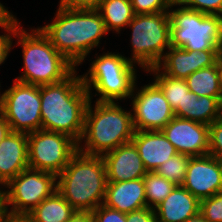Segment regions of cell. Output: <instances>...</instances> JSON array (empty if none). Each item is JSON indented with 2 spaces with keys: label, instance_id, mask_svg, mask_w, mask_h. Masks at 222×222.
<instances>
[{
  "label": "cell",
  "instance_id": "44",
  "mask_svg": "<svg viewBox=\"0 0 222 222\" xmlns=\"http://www.w3.org/2000/svg\"><path fill=\"white\" fill-rule=\"evenodd\" d=\"M0 86H1V85H0ZM0 90H1V89H0ZM2 95H3V94H0V105H1Z\"/></svg>",
  "mask_w": 222,
  "mask_h": 222
},
{
  "label": "cell",
  "instance_id": "39",
  "mask_svg": "<svg viewBox=\"0 0 222 222\" xmlns=\"http://www.w3.org/2000/svg\"><path fill=\"white\" fill-rule=\"evenodd\" d=\"M9 217L5 203L3 190L0 188V222H4Z\"/></svg>",
  "mask_w": 222,
  "mask_h": 222
},
{
  "label": "cell",
  "instance_id": "6",
  "mask_svg": "<svg viewBox=\"0 0 222 222\" xmlns=\"http://www.w3.org/2000/svg\"><path fill=\"white\" fill-rule=\"evenodd\" d=\"M136 66L118 52H107L98 55L91 62L89 70L81 75L83 86L89 92L92 99L93 89L100 98L96 101L116 102L130 98L135 84H137ZM136 81V82H135Z\"/></svg>",
  "mask_w": 222,
  "mask_h": 222
},
{
  "label": "cell",
  "instance_id": "25",
  "mask_svg": "<svg viewBox=\"0 0 222 222\" xmlns=\"http://www.w3.org/2000/svg\"><path fill=\"white\" fill-rule=\"evenodd\" d=\"M146 72L154 74V82L163 91L165 98L173 110H175L178 106H182L185 95L190 91L185 79L167 76L157 67L149 68L146 70Z\"/></svg>",
  "mask_w": 222,
  "mask_h": 222
},
{
  "label": "cell",
  "instance_id": "42",
  "mask_svg": "<svg viewBox=\"0 0 222 222\" xmlns=\"http://www.w3.org/2000/svg\"><path fill=\"white\" fill-rule=\"evenodd\" d=\"M4 222H30L26 217H8Z\"/></svg>",
  "mask_w": 222,
  "mask_h": 222
},
{
  "label": "cell",
  "instance_id": "10",
  "mask_svg": "<svg viewBox=\"0 0 222 222\" xmlns=\"http://www.w3.org/2000/svg\"><path fill=\"white\" fill-rule=\"evenodd\" d=\"M78 151V142L67 134L37 130L28 134L29 168L56 175Z\"/></svg>",
  "mask_w": 222,
  "mask_h": 222
},
{
  "label": "cell",
  "instance_id": "14",
  "mask_svg": "<svg viewBox=\"0 0 222 222\" xmlns=\"http://www.w3.org/2000/svg\"><path fill=\"white\" fill-rule=\"evenodd\" d=\"M200 201L222 191V161L211 155L190 157L182 185Z\"/></svg>",
  "mask_w": 222,
  "mask_h": 222
},
{
  "label": "cell",
  "instance_id": "7",
  "mask_svg": "<svg viewBox=\"0 0 222 222\" xmlns=\"http://www.w3.org/2000/svg\"><path fill=\"white\" fill-rule=\"evenodd\" d=\"M173 6H179L173 10ZM171 8V9H170ZM170 44L189 51L218 50L222 53V16L208 15L172 3Z\"/></svg>",
  "mask_w": 222,
  "mask_h": 222
},
{
  "label": "cell",
  "instance_id": "11",
  "mask_svg": "<svg viewBox=\"0 0 222 222\" xmlns=\"http://www.w3.org/2000/svg\"><path fill=\"white\" fill-rule=\"evenodd\" d=\"M0 113L13 132L32 133L41 130L40 86L14 80L2 93Z\"/></svg>",
  "mask_w": 222,
  "mask_h": 222
},
{
  "label": "cell",
  "instance_id": "15",
  "mask_svg": "<svg viewBox=\"0 0 222 222\" xmlns=\"http://www.w3.org/2000/svg\"><path fill=\"white\" fill-rule=\"evenodd\" d=\"M220 54L218 50L189 51L171 46L156 67L167 76L186 79L197 70L214 65Z\"/></svg>",
  "mask_w": 222,
  "mask_h": 222
},
{
  "label": "cell",
  "instance_id": "34",
  "mask_svg": "<svg viewBox=\"0 0 222 222\" xmlns=\"http://www.w3.org/2000/svg\"><path fill=\"white\" fill-rule=\"evenodd\" d=\"M4 30L6 34L4 33V35H0V65L5 62L9 52L13 47V24Z\"/></svg>",
  "mask_w": 222,
  "mask_h": 222
},
{
  "label": "cell",
  "instance_id": "26",
  "mask_svg": "<svg viewBox=\"0 0 222 222\" xmlns=\"http://www.w3.org/2000/svg\"><path fill=\"white\" fill-rule=\"evenodd\" d=\"M143 183L147 207L153 209L176 187L174 183L160 176L157 172H147L143 177Z\"/></svg>",
  "mask_w": 222,
  "mask_h": 222
},
{
  "label": "cell",
  "instance_id": "35",
  "mask_svg": "<svg viewBox=\"0 0 222 222\" xmlns=\"http://www.w3.org/2000/svg\"><path fill=\"white\" fill-rule=\"evenodd\" d=\"M102 0H60L59 7L64 9H97Z\"/></svg>",
  "mask_w": 222,
  "mask_h": 222
},
{
  "label": "cell",
  "instance_id": "32",
  "mask_svg": "<svg viewBox=\"0 0 222 222\" xmlns=\"http://www.w3.org/2000/svg\"><path fill=\"white\" fill-rule=\"evenodd\" d=\"M93 222H126V213L107 207L104 204L99 205L92 212Z\"/></svg>",
  "mask_w": 222,
  "mask_h": 222
},
{
  "label": "cell",
  "instance_id": "36",
  "mask_svg": "<svg viewBox=\"0 0 222 222\" xmlns=\"http://www.w3.org/2000/svg\"><path fill=\"white\" fill-rule=\"evenodd\" d=\"M16 20L17 18L0 2V27H10Z\"/></svg>",
  "mask_w": 222,
  "mask_h": 222
},
{
  "label": "cell",
  "instance_id": "24",
  "mask_svg": "<svg viewBox=\"0 0 222 222\" xmlns=\"http://www.w3.org/2000/svg\"><path fill=\"white\" fill-rule=\"evenodd\" d=\"M185 81L189 90L198 97H222L218 73V60L210 67L202 68L192 73Z\"/></svg>",
  "mask_w": 222,
  "mask_h": 222
},
{
  "label": "cell",
  "instance_id": "22",
  "mask_svg": "<svg viewBox=\"0 0 222 222\" xmlns=\"http://www.w3.org/2000/svg\"><path fill=\"white\" fill-rule=\"evenodd\" d=\"M76 210L56 190L25 217L30 222H66Z\"/></svg>",
  "mask_w": 222,
  "mask_h": 222
},
{
  "label": "cell",
  "instance_id": "12",
  "mask_svg": "<svg viewBox=\"0 0 222 222\" xmlns=\"http://www.w3.org/2000/svg\"><path fill=\"white\" fill-rule=\"evenodd\" d=\"M135 87L131 95L132 118L135 130L156 131L175 117L163 91L153 81L138 89ZM136 91V92H135Z\"/></svg>",
  "mask_w": 222,
  "mask_h": 222
},
{
  "label": "cell",
  "instance_id": "28",
  "mask_svg": "<svg viewBox=\"0 0 222 222\" xmlns=\"http://www.w3.org/2000/svg\"><path fill=\"white\" fill-rule=\"evenodd\" d=\"M200 213L208 222H222V191L202 199Z\"/></svg>",
  "mask_w": 222,
  "mask_h": 222
},
{
  "label": "cell",
  "instance_id": "3",
  "mask_svg": "<svg viewBox=\"0 0 222 222\" xmlns=\"http://www.w3.org/2000/svg\"><path fill=\"white\" fill-rule=\"evenodd\" d=\"M31 32L20 27L18 19L13 23V38L22 47L23 74L14 80L36 86L54 84L69 77L76 66L51 44L38 27Z\"/></svg>",
  "mask_w": 222,
  "mask_h": 222
},
{
  "label": "cell",
  "instance_id": "41",
  "mask_svg": "<svg viewBox=\"0 0 222 222\" xmlns=\"http://www.w3.org/2000/svg\"><path fill=\"white\" fill-rule=\"evenodd\" d=\"M218 73H219L220 89L222 94V53L218 57Z\"/></svg>",
  "mask_w": 222,
  "mask_h": 222
},
{
  "label": "cell",
  "instance_id": "30",
  "mask_svg": "<svg viewBox=\"0 0 222 222\" xmlns=\"http://www.w3.org/2000/svg\"><path fill=\"white\" fill-rule=\"evenodd\" d=\"M180 3L191 10L222 16V0H181Z\"/></svg>",
  "mask_w": 222,
  "mask_h": 222
},
{
  "label": "cell",
  "instance_id": "13",
  "mask_svg": "<svg viewBox=\"0 0 222 222\" xmlns=\"http://www.w3.org/2000/svg\"><path fill=\"white\" fill-rule=\"evenodd\" d=\"M161 131L178 153L190 157L208 155V125L175 116Z\"/></svg>",
  "mask_w": 222,
  "mask_h": 222
},
{
  "label": "cell",
  "instance_id": "19",
  "mask_svg": "<svg viewBox=\"0 0 222 222\" xmlns=\"http://www.w3.org/2000/svg\"><path fill=\"white\" fill-rule=\"evenodd\" d=\"M103 204L123 213L147 207L143 178L107 182Z\"/></svg>",
  "mask_w": 222,
  "mask_h": 222
},
{
  "label": "cell",
  "instance_id": "1",
  "mask_svg": "<svg viewBox=\"0 0 222 222\" xmlns=\"http://www.w3.org/2000/svg\"><path fill=\"white\" fill-rule=\"evenodd\" d=\"M75 70L61 82L40 86L41 129L69 135L81 141L85 112L90 101Z\"/></svg>",
  "mask_w": 222,
  "mask_h": 222
},
{
  "label": "cell",
  "instance_id": "29",
  "mask_svg": "<svg viewBox=\"0 0 222 222\" xmlns=\"http://www.w3.org/2000/svg\"><path fill=\"white\" fill-rule=\"evenodd\" d=\"M134 14H154L168 11L170 0H131Z\"/></svg>",
  "mask_w": 222,
  "mask_h": 222
},
{
  "label": "cell",
  "instance_id": "27",
  "mask_svg": "<svg viewBox=\"0 0 222 222\" xmlns=\"http://www.w3.org/2000/svg\"><path fill=\"white\" fill-rule=\"evenodd\" d=\"M189 159L190 156L177 153L160 165L155 172L171 181L176 186H182L185 180Z\"/></svg>",
  "mask_w": 222,
  "mask_h": 222
},
{
  "label": "cell",
  "instance_id": "2",
  "mask_svg": "<svg viewBox=\"0 0 222 222\" xmlns=\"http://www.w3.org/2000/svg\"><path fill=\"white\" fill-rule=\"evenodd\" d=\"M55 49L76 67L85 61L93 48L107 34L97 9H64L58 7L50 24L39 27Z\"/></svg>",
  "mask_w": 222,
  "mask_h": 222
},
{
  "label": "cell",
  "instance_id": "20",
  "mask_svg": "<svg viewBox=\"0 0 222 222\" xmlns=\"http://www.w3.org/2000/svg\"><path fill=\"white\" fill-rule=\"evenodd\" d=\"M154 210L158 222H185L200 212V200L183 186H176Z\"/></svg>",
  "mask_w": 222,
  "mask_h": 222
},
{
  "label": "cell",
  "instance_id": "23",
  "mask_svg": "<svg viewBox=\"0 0 222 222\" xmlns=\"http://www.w3.org/2000/svg\"><path fill=\"white\" fill-rule=\"evenodd\" d=\"M107 31L120 33L134 17L131 0H102L97 7Z\"/></svg>",
  "mask_w": 222,
  "mask_h": 222
},
{
  "label": "cell",
  "instance_id": "21",
  "mask_svg": "<svg viewBox=\"0 0 222 222\" xmlns=\"http://www.w3.org/2000/svg\"><path fill=\"white\" fill-rule=\"evenodd\" d=\"M176 117L189 119L206 125L222 117V97L200 96L189 91L182 106L174 110Z\"/></svg>",
  "mask_w": 222,
  "mask_h": 222
},
{
  "label": "cell",
  "instance_id": "33",
  "mask_svg": "<svg viewBox=\"0 0 222 222\" xmlns=\"http://www.w3.org/2000/svg\"><path fill=\"white\" fill-rule=\"evenodd\" d=\"M126 222H158V220L153 208L144 207L126 213Z\"/></svg>",
  "mask_w": 222,
  "mask_h": 222
},
{
  "label": "cell",
  "instance_id": "5",
  "mask_svg": "<svg viewBox=\"0 0 222 222\" xmlns=\"http://www.w3.org/2000/svg\"><path fill=\"white\" fill-rule=\"evenodd\" d=\"M91 99L85 112L84 131L78 150L88 155H103L118 146L131 142L134 136L132 111L124 110L117 102ZM94 108V109H93ZM82 140L84 145H81Z\"/></svg>",
  "mask_w": 222,
  "mask_h": 222
},
{
  "label": "cell",
  "instance_id": "9",
  "mask_svg": "<svg viewBox=\"0 0 222 222\" xmlns=\"http://www.w3.org/2000/svg\"><path fill=\"white\" fill-rule=\"evenodd\" d=\"M3 194L10 217H25L57 190V175L26 168L5 186ZM12 206V207H8Z\"/></svg>",
  "mask_w": 222,
  "mask_h": 222
},
{
  "label": "cell",
  "instance_id": "16",
  "mask_svg": "<svg viewBox=\"0 0 222 222\" xmlns=\"http://www.w3.org/2000/svg\"><path fill=\"white\" fill-rule=\"evenodd\" d=\"M107 182H121L143 178L147 171L134 143L128 142L102 155Z\"/></svg>",
  "mask_w": 222,
  "mask_h": 222
},
{
  "label": "cell",
  "instance_id": "43",
  "mask_svg": "<svg viewBox=\"0 0 222 222\" xmlns=\"http://www.w3.org/2000/svg\"><path fill=\"white\" fill-rule=\"evenodd\" d=\"M172 3H179L181 0H170Z\"/></svg>",
  "mask_w": 222,
  "mask_h": 222
},
{
  "label": "cell",
  "instance_id": "8",
  "mask_svg": "<svg viewBox=\"0 0 222 222\" xmlns=\"http://www.w3.org/2000/svg\"><path fill=\"white\" fill-rule=\"evenodd\" d=\"M170 25L168 11L134 15L127 26L132 30L130 43L133 51L129 60L144 71L156 67L164 57L165 49L171 47Z\"/></svg>",
  "mask_w": 222,
  "mask_h": 222
},
{
  "label": "cell",
  "instance_id": "4",
  "mask_svg": "<svg viewBox=\"0 0 222 222\" xmlns=\"http://www.w3.org/2000/svg\"><path fill=\"white\" fill-rule=\"evenodd\" d=\"M107 175L101 155H88L79 150L57 175V191L80 212H93L104 203Z\"/></svg>",
  "mask_w": 222,
  "mask_h": 222
},
{
  "label": "cell",
  "instance_id": "18",
  "mask_svg": "<svg viewBox=\"0 0 222 222\" xmlns=\"http://www.w3.org/2000/svg\"><path fill=\"white\" fill-rule=\"evenodd\" d=\"M28 167V134L11 131L0 142V186Z\"/></svg>",
  "mask_w": 222,
  "mask_h": 222
},
{
  "label": "cell",
  "instance_id": "40",
  "mask_svg": "<svg viewBox=\"0 0 222 222\" xmlns=\"http://www.w3.org/2000/svg\"><path fill=\"white\" fill-rule=\"evenodd\" d=\"M185 222H208V221L199 212L198 214L187 219Z\"/></svg>",
  "mask_w": 222,
  "mask_h": 222
},
{
  "label": "cell",
  "instance_id": "17",
  "mask_svg": "<svg viewBox=\"0 0 222 222\" xmlns=\"http://www.w3.org/2000/svg\"><path fill=\"white\" fill-rule=\"evenodd\" d=\"M131 141L147 172H155L160 165L178 153L161 130H135Z\"/></svg>",
  "mask_w": 222,
  "mask_h": 222
},
{
  "label": "cell",
  "instance_id": "31",
  "mask_svg": "<svg viewBox=\"0 0 222 222\" xmlns=\"http://www.w3.org/2000/svg\"><path fill=\"white\" fill-rule=\"evenodd\" d=\"M208 154L222 161V117L209 125Z\"/></svg>",
  "mask_w": 222,
  "mask_h": 222
},
{
  "label": "cell",
  "instance_id": "37",
  "mask_svg": "<svg viewBox=\"0 0 222 222\" xmlns=\"http://www.w3.org/2000/svg\"><path fill=\"white\" fill-rule=\"evenodd\" d=\"M66 222H93L92 212L76 211Z\"/></svg>",
  "mask_w": 222,
  "mask_h": 222
},
{
  "label": "cell",
  "instance_id": "38",
  "mask_svg": "<svg viewBox=\"0 0 222 222\" xmlns=\"http://www.w3.org/2000/svg\"><path fill=\"white\" fill-rule=\"evenodd\" d=\"M11 127L6 118L0 113V142L11 132Z\"/></svg>",
  "mask_w": 222,
  "mask_h": 222
}]
</instances>
